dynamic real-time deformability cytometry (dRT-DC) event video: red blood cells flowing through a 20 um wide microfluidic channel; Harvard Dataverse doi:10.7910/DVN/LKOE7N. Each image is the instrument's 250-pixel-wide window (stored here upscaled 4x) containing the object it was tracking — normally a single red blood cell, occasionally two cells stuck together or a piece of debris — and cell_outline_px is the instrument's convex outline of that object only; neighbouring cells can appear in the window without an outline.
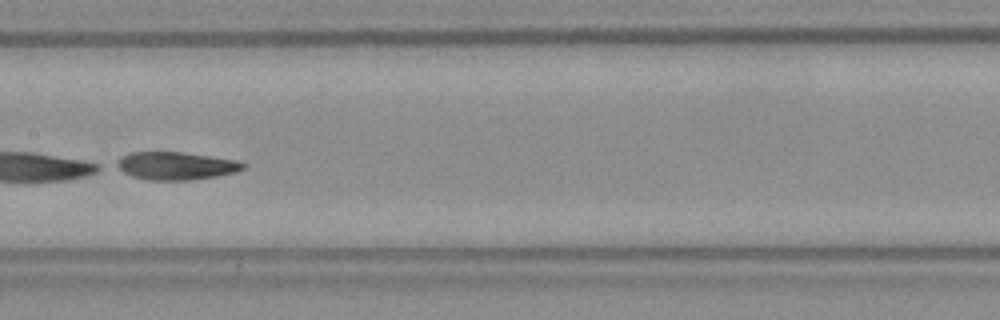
{"species": "Egyptian fruit bat (a non-hibernating species)", "species_latin": "Rousettus aegyptiacus", "temperature_condition": "room temperature", "stored_images_in_passage": 18, "camera_frame_rate_fps": 3000, "um_per_image_px": 0.085, "frame": {"image": 1, "passage_image": 16, "time_ms": 5.0, "image_size_px": [1000, 320], "cell_outline_px": [[248, 164], [244, 168], [236, 172], [216, 176], [192, 180], [148, 180], [132, 176], [116, 168], [112, 164], [120, 156], [128, 152], [184, 152], [236, 160]], "centroid_in_image_um": [14.9, 14.09], "position_along_channel_um": 192.5, "area_um2": 20.81}}